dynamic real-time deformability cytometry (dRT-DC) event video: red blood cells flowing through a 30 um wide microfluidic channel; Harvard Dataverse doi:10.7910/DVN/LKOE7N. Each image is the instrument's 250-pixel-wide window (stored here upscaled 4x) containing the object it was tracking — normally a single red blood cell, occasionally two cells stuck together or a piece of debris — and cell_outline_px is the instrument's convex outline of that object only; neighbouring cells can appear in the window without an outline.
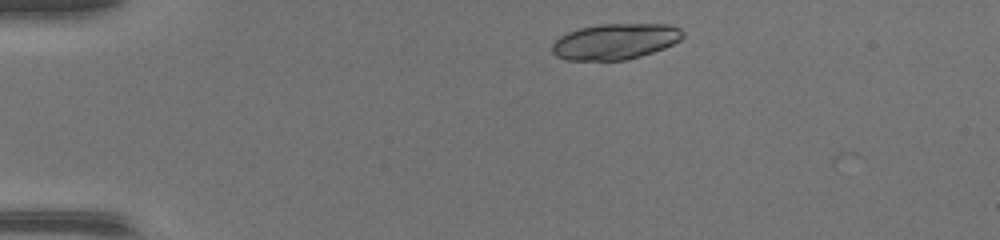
{"species": "common noctule bat (a hibernating species)", "species_latin": "Nyctalus noctula", "temperature_condition": "warm", "stored_images_in_passage": 4, "camera_frame_rate_fps": 3000, "um_per_image_px": 0.085, "animal": {"sex": "female", "body_mass_g": 17.0, "forearm_length_mm": 48.0}, "frame": {"image": 1, "passage_image": 3, "time_ms": 0.667, "image_size_px": [1000, 240], "cell_outline_px": [[684, 36], [680, 40], [664, 48], [640, 56], [624, 60], [564, 60], [556, 56], [552, 52], [552, 44], [560, 36], [568, 32], [580, 28], [600, 24], [668, 24], [680, 28], [684, 32]], "centroid_in_image_um": [52.29, 3.52], "position_along_channel_um": 32.7, "area_um2": 27.28}}